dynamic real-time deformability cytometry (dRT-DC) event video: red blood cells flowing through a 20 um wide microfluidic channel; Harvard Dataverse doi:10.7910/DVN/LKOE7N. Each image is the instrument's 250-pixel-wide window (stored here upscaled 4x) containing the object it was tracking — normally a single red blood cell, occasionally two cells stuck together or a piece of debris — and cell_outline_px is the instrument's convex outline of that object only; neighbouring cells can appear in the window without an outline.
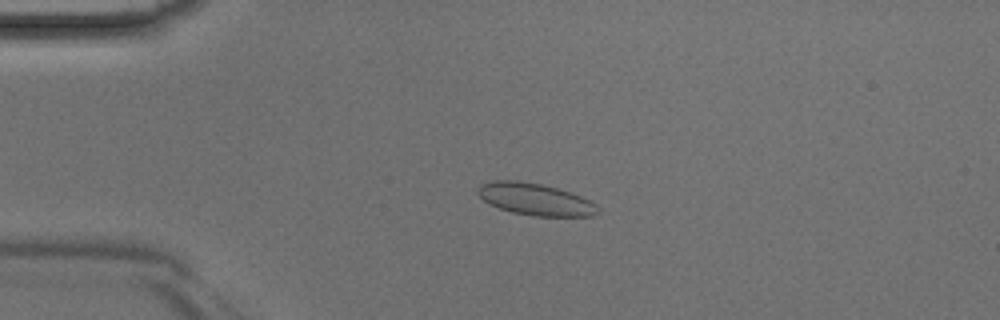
{"species": "Egyptian fruit bat (a non-hibernating species)", "species_latin": "Rousettus aegyptiacus", "temperature_condition": "room temperature", "stored_images_in_passage": 39, "camera_frame_rate_fps": 3000, "um_per_image_px": 0.085, "animal": {"sex": "male"}, "frame": {"image": 1, "passage_image": 5, "time_ms": 1.333, "image_size_px": [1000, 320], "cell_outline_px": [[600, 212], [592, 216], [536, 216], [512, 212], [488, 204], [476, 192], [476, 188], [480, 184], [488, 180], [520, 180], [540, 184], [556, 188], [580, 196], [596, 204], [600, 208]], "centroid_in_image_um": [45.45, 16.93], "position_along_channel_um": 39.5, "area_um2": 22.43}}
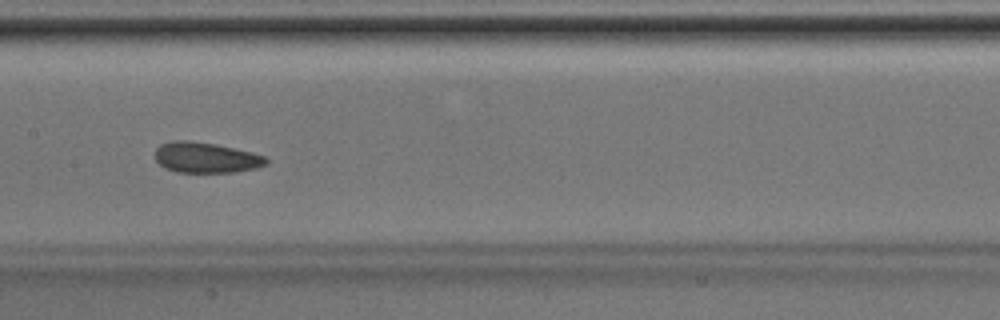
{"frame": {"image": 2, "passage_image": 17, "time_ms": 5.333, "image_size_px": [1000, 320], "cell_outline_px": [[268, 164], [256, 168], [232, 172], [176, 172], [164, 168], [156, 160], [156, 148], [160, 144], [172, 140], [188, 140], [216, 144], [252, 152], [264, 156], [268, 160]], "centroid_in_image_um": [17.49, 13.39], "position_along_channel_um": 189.9, "area_um2": 19.83}}
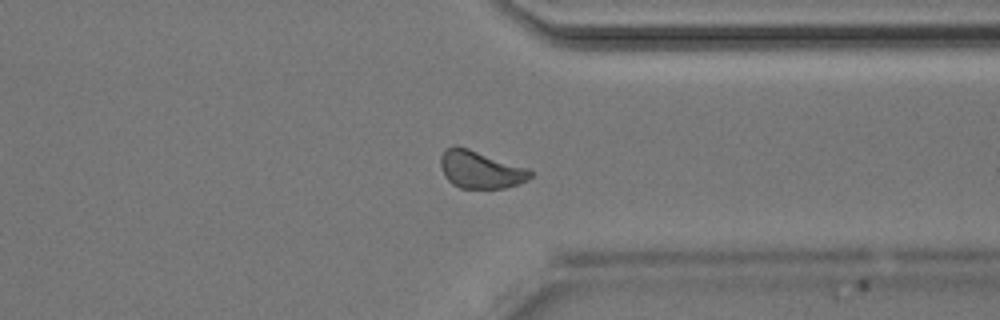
{"frame": {"image": 3, "passage_image": 29, "time_ms": 9.333, "image_size_px": [1000, 320], "cell_outline_px": [[532, 176], [528, 180], [520, 184], [504, 188], [460, 188], [452, 184], [444, 176], [440, 168], [440, 156], [452, 144], [456, 144], [528, 168], [532, 172]], "centroid_in_image_um": [40.82, 14.41], "position_along_channel_um": 370.6, "area_um2": 19.83}}